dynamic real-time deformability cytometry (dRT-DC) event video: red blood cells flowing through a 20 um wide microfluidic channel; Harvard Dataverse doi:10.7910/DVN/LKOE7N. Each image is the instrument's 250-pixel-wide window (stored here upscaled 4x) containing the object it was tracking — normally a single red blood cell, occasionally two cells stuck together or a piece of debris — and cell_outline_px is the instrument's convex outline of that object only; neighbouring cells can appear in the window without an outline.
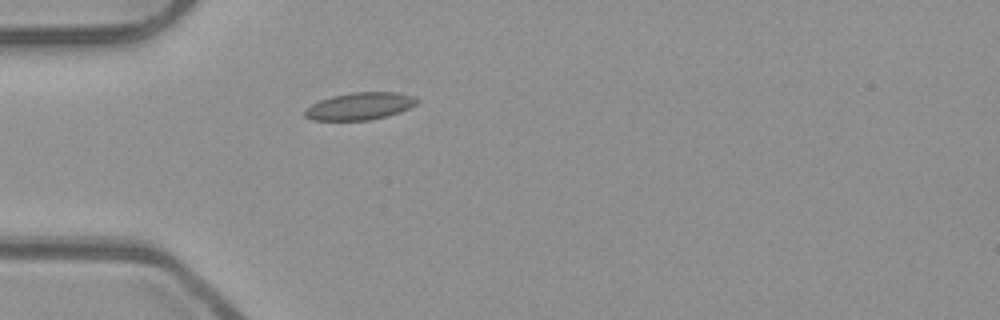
{"species": "common noctule bat (a hibernating species)", "species_latin": "Nyctalus noctula", "temperature_condition": "room temperature", "stored_images_in_passage": 38, "camera_frame_rate_fps": 3000, "um_per_image_px": 0.085, "animal": {"sex": "male", "body_mass_g": 23.1, "forearm_length_mm": 52.7}, "frame": {"image": 1, "passage_image": 1, "time_ms": 0.0, "image_size_px": [1000, 320], "cell_outline_px": [[420, 100], [416, 104], [408, 108], [384, 116], [368, 120], [312, 120], [304, 116], [304, 112], [312, 104], [320, 100], [332, 96], [352, 92], [396, 92], [416, 96]], "centroid_in_image_um": [30.59, 9.01], "position_along_channel_um": 54.4, "area_um2": 17.63}}
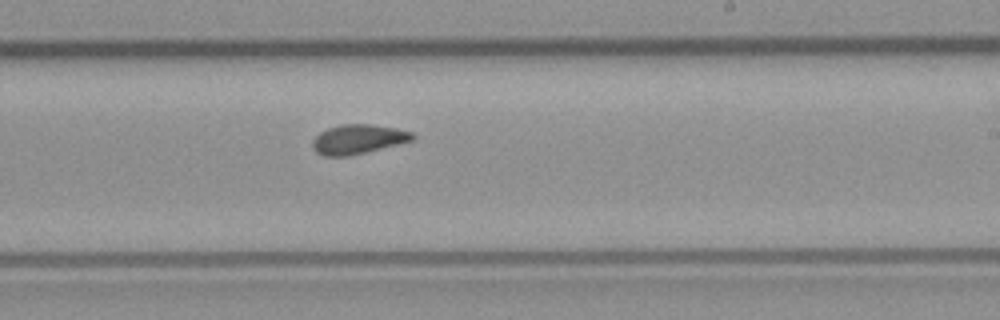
{"frame": {"image": 2, "passage_image": 17, "time_ms": 5.333, "image_size_px": [1000, 320], "cell_outline_px": [[416, 140], [348, 156], [324, 156], [316, 152], [312, 148], [312, 140], [320, 132], [328, 128], [344, 124], [372, 124], [396, 128], [412, 132], [416, 136]], "centroid_in_image_um": [30.46, 11.83], "position_along_channel_um": 258.5, "area_um2": 17.22}}
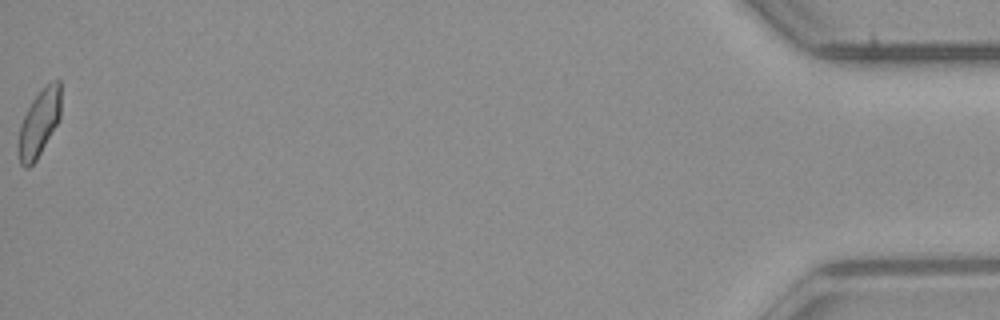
{"frame": {"image": 3, "passage_image": 38, "time_ms": 12.333, "image_size_px": [1000, 320], "cell_outline_px": [[60, 120], [36, 160], [28, 168], [24, 168], [20, 164], [20, 124], [32, 100], [52, 80], [60, 80]], "centroid_in_image_um": [3.36, 10.45], "position_along_channel_um": 431.8, "area_um2": 16.07}, "authors_computed_cell_mechanics": {"area_um2": 16.762, "velocity_mm_per_s": 3.963, "shape_relaxation_time_tau1_ms": null, "shape_relaxation_time_tau2_ms": 2.0355, "deformation_change_tau1": null, "deformation_change_tau2": 0.0834}}